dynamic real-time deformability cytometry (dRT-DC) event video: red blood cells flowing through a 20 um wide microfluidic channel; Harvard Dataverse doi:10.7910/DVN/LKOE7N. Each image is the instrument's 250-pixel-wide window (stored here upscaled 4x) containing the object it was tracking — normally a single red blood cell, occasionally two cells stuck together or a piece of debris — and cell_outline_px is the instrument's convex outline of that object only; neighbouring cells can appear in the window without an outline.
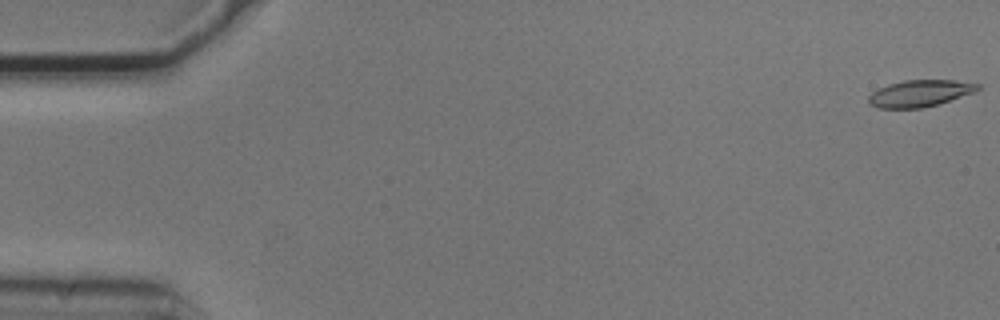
{"species": "common noctule bat (a hibernating species)", "species_latin": "Nyctalus noctula", "temperature_condition": "cold", "stored_images_in_passage": 53, "camera_frame_rate_fps": 3000, "um_per_image_px": 0.085, "animal": {"sex": "male", "body_mass_g": 20.5, "forearm_length_mm": 52.5}, "frame": {"image": 1, "passage_image": 1, "time_ms": 0.0, "image_size_px": [1000, 320], "cell_outline_px": [[980, 88], [976, 92], [936, 104], [920, 108], [880, 108], [868, 104], [868, 96], [872, 92], [888, 84], [904, 80], [952, 80], [980, 84]], "centroid_in_image_um": [78.17, 7.93], "position_along_channel_um": 6.8, "area_um2": 16.88}}
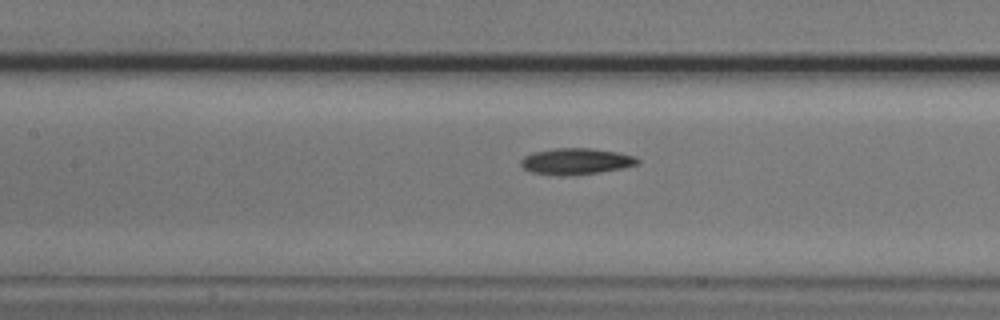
{"frame": {"image": 2, "passage_image": 25, "time_ms": 8.0, "image_size_px": [1000, 320], "cell_outline_px": [[640, 164], [624, 168], [600, 172], [532, 172], [524, 168], [520, 164], [520, 160], [524, 156], [536, 152], [556, 148], [592, 148], [616, 152], [636, 156], [640, 160]], "centroid_in_image_um": [49.07, 13.65], "position_along_channel_um": 158.3, "area_um2": 16.88}}
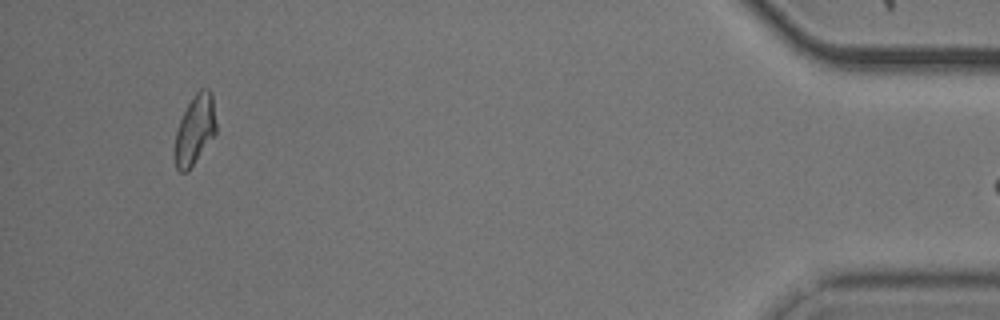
{"frame": {"image": 3, "passage_image": 52, "time_ms": 17.0, "image_size_px": [1000, 320], "cell_outline_px": [[216, 132], [188, 172], [180, 172], [176, 168], [176, 132], [180, 120], [188, 104], [196, 92], [200, 88], [208, 88], [212, 92], [216, 124]], "centroid_in_image_um": [16.59, 11.0], "position_along_channel_um": 418.6, "area_um2": 16.42}}